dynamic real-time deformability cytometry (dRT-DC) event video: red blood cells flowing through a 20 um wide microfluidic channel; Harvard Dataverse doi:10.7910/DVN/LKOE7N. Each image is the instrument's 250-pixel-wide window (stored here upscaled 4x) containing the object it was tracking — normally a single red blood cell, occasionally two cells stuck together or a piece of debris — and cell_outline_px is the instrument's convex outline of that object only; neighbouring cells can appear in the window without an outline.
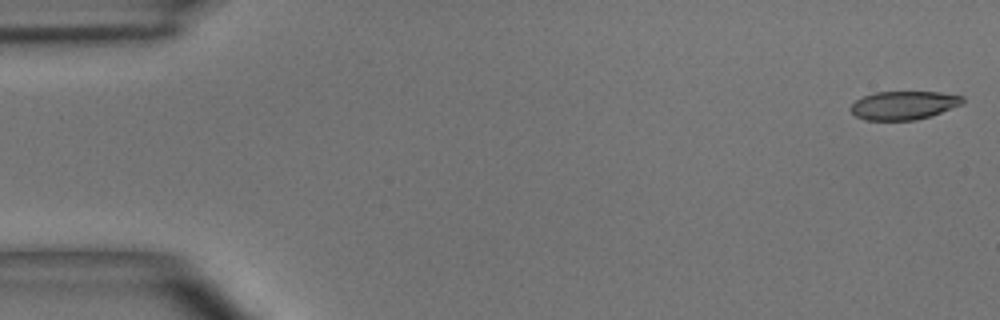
{"species": "common noctule bat (a hibernating species)", "species_latin": "Nyctalus noctula", "temperature_condition": "room temperature", "stored_images_in_passage": 5, "segment_of_instrument_passage": [1, 2], "camera_frame_rate_fps": 3000, "um_per_image_px": 0.085, "animal": {"sex": "male", "body_mass_g": 15.6}, "frame": {"image": 1, "passage_image": 1, "time_ms": 0.0, "image_size_px": [1000, 320], "cell_outline_px": [[964, 100], [960, 104], [940, 112], [916, 120], [864, 120], [856, 116], [848, 108], [856, 100], [864, 96], [876, 92], [940, 92], [964, 96]], "centroid_in_image_um": [76.77, 8.94], "position_along_channel_um": 8.2, "area_um2": 18.38}}
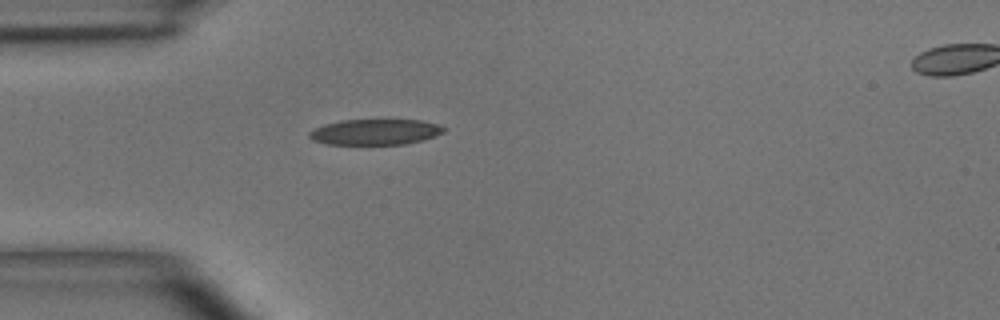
{"frame": {"image": 2, "passage_image": 4, "time_ms": 4.333, "image_size_px": [1000, 320], "cell_outline_px": [[444, 132], [436, 136], [424, 140], [404, 144], [328, 144], [312, 140], [308, 136], [308, 132], [324, 124], [340, 120], [420, 120], [436, 124], [444, 128]], "centroid_in_image_um": [31.88, 11.22], "position_along_channel_um": 53.1, "area_um2": 20.06}}